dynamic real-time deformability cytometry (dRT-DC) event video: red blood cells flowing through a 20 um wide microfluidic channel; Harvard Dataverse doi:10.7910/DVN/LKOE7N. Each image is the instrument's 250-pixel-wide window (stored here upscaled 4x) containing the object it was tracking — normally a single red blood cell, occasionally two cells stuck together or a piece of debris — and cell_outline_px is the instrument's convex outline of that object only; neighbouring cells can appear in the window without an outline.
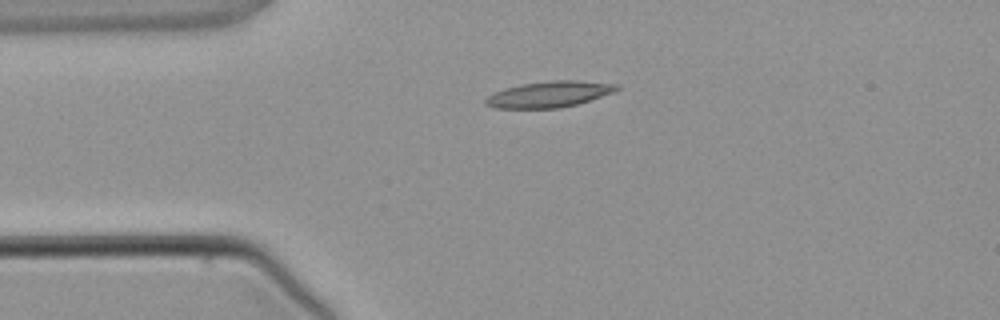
{"species": "common noctule bat (a hibernating species)", "species_latin": "Nyctalus noctula", "temperature_condition": "warm", "stored_images_in_passage": 3, "camera_frame_rate_fps": 3000, "um_per_image_px": 0.085, "animal": {"sex": "male", "body_mass_g": 21.5, "forearm_length_mm": 52.0}, "frame": {"image": 1, "passage_image": 2, "time_ms": 2.0, "image_size_px": [1000, 320], "cell_outline_px": [[620, 88], [612, 92], [576, 104], [560, 108], [496, 108], [484, 104], [484, 100], [488, 96], [504, 88], [520, 84], [552, 80], [580, 80], [620, 84]], "centroid_in_image_um": [46.67, 8.0], "position_along_channel_um": 38.3, "area_um2": 19.83}}
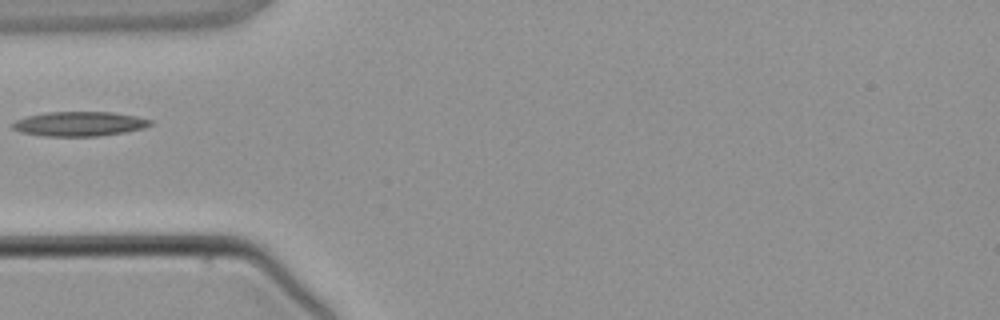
{"frame": {"image": 2, "passage_image": 3, "time_ms": 3.333, "image_size_px": [1000, 320], "cell_outline_px": [[152, 124], [144, 128], [124, 132], [100, 136], [44, 136], [20, 132], [12, 128], [12, 124], [16, 120], [28, 116], [48, 112], [112, 112], [136, 116], [152, 120]], "centroid_in_image_um": [6.76, 10.53], "position_along_channel_um": 78.2, "area_um2": 19.65}}